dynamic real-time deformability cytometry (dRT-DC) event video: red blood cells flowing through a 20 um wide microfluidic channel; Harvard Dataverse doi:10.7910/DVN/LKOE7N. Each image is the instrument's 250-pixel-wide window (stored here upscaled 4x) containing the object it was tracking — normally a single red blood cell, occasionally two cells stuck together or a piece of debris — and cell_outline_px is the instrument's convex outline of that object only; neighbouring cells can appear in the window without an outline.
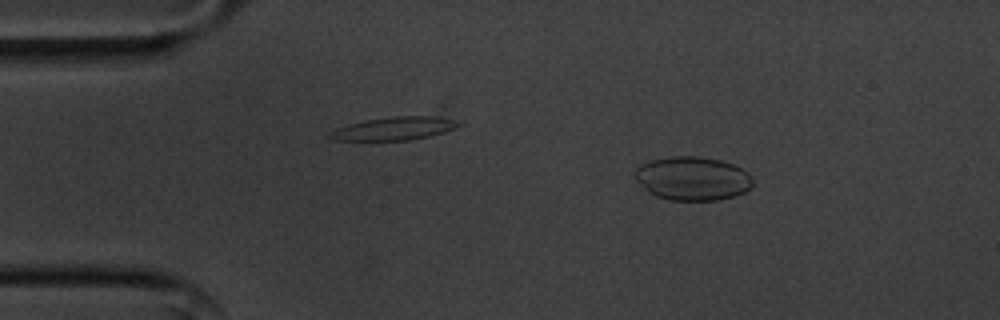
{"species": "common noctule bat (a hibernating species)", "species_latin": "Nyctalus noctula", "temperature_condition": "cold", "stored_images_in_passage": 54, "camera_frame_rate_fps": 3000, "um_per_image_px": 0.085, "animal": {"sex": "male", "body_mass_g": 20.1, "forearm_length_mm": 53.5}, "frame": {"image": 1, "passage_image": 8, "time_ms": 2.333, "image_size_px": [1000, 320], "cell_outline_px": [[752, 188], [736, 196], [716, 200], [668, 200], [656, 196], [648, 192], [636, 180], [636, 168], [640, 164], [652, 160], [672, 156], [700, 156], [720, 160], [732, 164], [748, 172], [752, 180]], "centroid_in_image_um": [58.87, 15.17], "position_along_channel_um": 26.1, "area_um2": 30.06}}
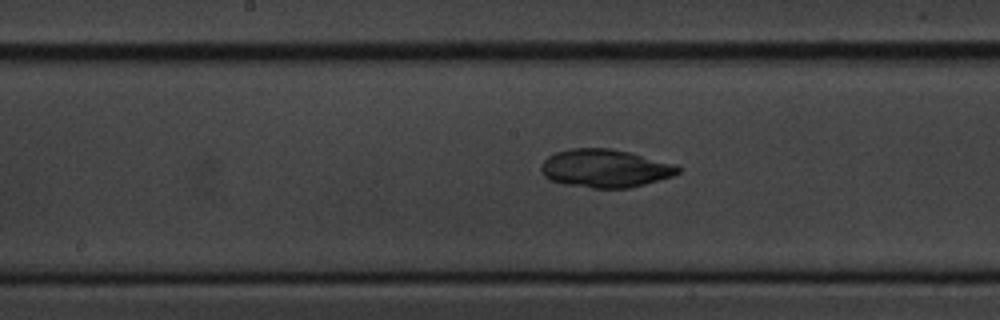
{"frame": {"image": 2, "passage_image": 27, "time_ms": 8.667, "image_size_px": [1000, 320], "cell_outline_px": [[680, 172], [672, 176], [644, 184], [628, 188], [592, 188], [564, 184], [548, 180], [544, 176], [540, 168], [544, 160], [552, 152], [572, 148], [612, 148], [676, 164], [680, 168]], "centroid_in_image_um": [51.39, 14.3], "position_along_channel_um": 196.8, "area_um2": 30.52}}
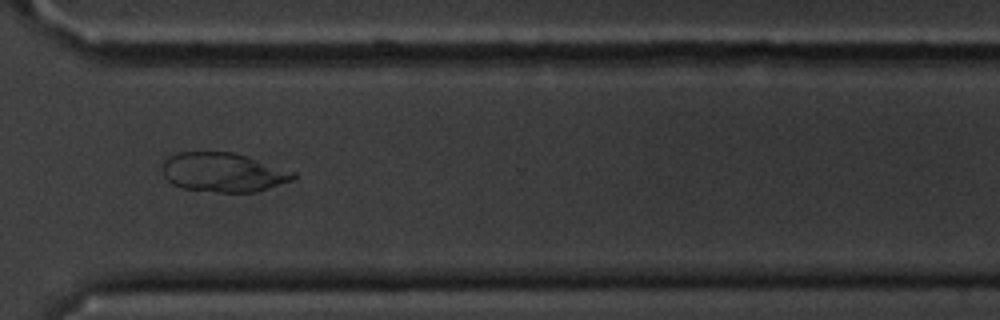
{"frame": {"image": 3, "passage_image": 40, "time_ms": 13.0, "image_size_px": [1000, 320], "cell_outline_px": [[296, 176], [292, 180], [256, 192], [220, 192], [180, 188], [172, 184], [164, 176], [160, 168], [164, 160], [168, 156], [176, 152], [232, 152], [296, 172]], "centroid_in_image_um": [18.91, 14.65], "position_along_channel_um": 351.7, "area_um2": 29.88}}